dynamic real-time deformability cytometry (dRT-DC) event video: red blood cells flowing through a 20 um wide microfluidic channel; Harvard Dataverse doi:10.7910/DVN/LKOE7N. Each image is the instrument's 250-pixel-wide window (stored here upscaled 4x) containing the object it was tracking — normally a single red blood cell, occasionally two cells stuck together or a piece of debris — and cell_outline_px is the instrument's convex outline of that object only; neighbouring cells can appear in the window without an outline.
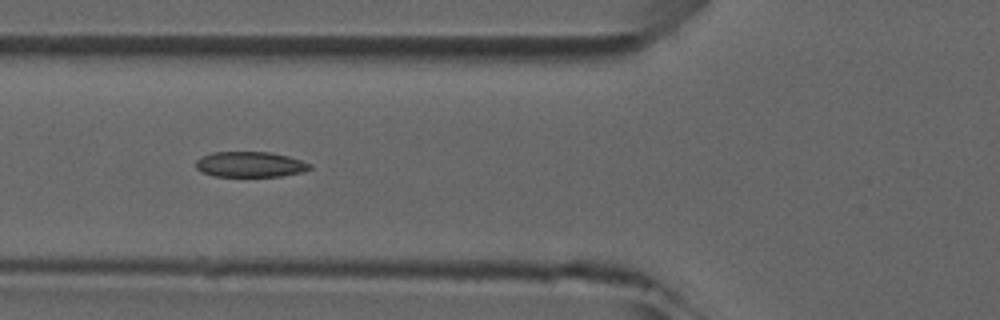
{"species": "common noctule bat (a hibernating species)", "species_latin": "Nyctalus noctula", "temperature_condition": "room temperature", "stored_images_in_passage": 8, "camera_frame_rate_fps": 3000, "um_per_image_px": 0.085, "animal": {"sex": "male", "forearm_length_mm": 52.5}, "frame": {"image": 1, "passage_image": 5, "time_ms": 4.667, "image_size_px": [1000, 320], "cell_outline_px": [[312, 168], [304, 172], [280, 176], [212, 176], [200, 172], [196, 168], [196, 160], [200, 156], [212, 152], [272, 152], [288, 156], [312, 164]], "centroid_in_image_um": [21.24, 13.97], "position_along_channel_um": 104.6, "area_um2": 17.11}}
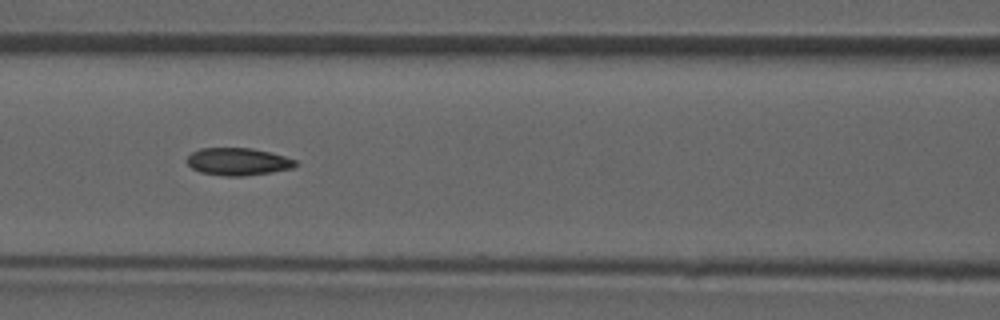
{"frame": {"image": 2, "passage_image": 6, "time_ms": 5.667, "image_size_px": [1000, 320], "cell_outline_px": [[300, 164], [292, 168], [272, 172], [244, 176], [224, 176], [200, 172], [192, 168], [188, 164], [188, 156], [192, 152], [200, 148], [252, 148], [284, 156], [296, 160]], "centroid_in_image_um": [20.25, 13.74], "position_along_channel_um": 146.4, "area_um2": 17.34}}